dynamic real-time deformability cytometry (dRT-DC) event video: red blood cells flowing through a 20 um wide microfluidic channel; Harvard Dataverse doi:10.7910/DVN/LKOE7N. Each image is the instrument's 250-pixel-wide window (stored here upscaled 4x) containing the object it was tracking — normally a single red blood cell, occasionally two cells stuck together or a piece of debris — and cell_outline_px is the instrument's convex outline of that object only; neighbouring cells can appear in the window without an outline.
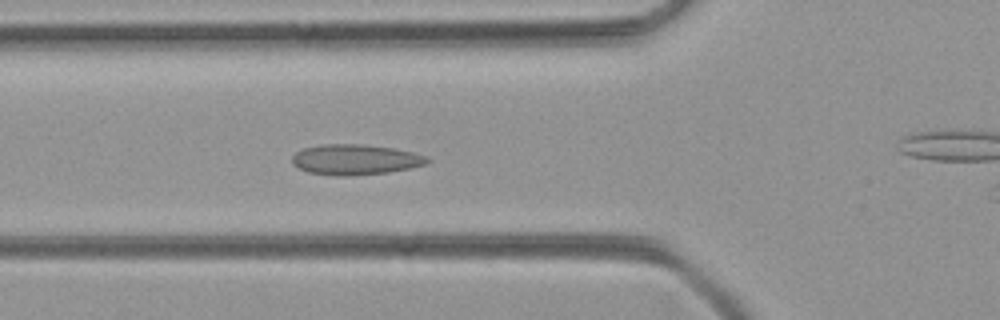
{"species": "common noctule bat (a hibernating species)", "species_latin": "Nyctalus noctula", "temperature_condition": "room temperature", "stored_images_in_passage": 43, "camera_frame_rate_fps": 3000, "um_per_image_px": 0.085, "animal": {"sex": "female", "body_mass_g": 21.9}, "frame": {"image": 1, "passage_image": 16, "time_ms": 5.0, "image_size_px": [1000, 320], "cell_outline_px": [[432, 160], [428, 164], [388, 172], [352, 176], [336, 176], [308, 172], [292, 164], [292, 156], [296, 152], [304, 148], [320, 144], [364, 144], [392, 148], [412, 152], [428, 156]], "centroid_in_image_um": [30.21, 13.56], "position_along_channel_um": 95.6, "area_um2": 24.1}}
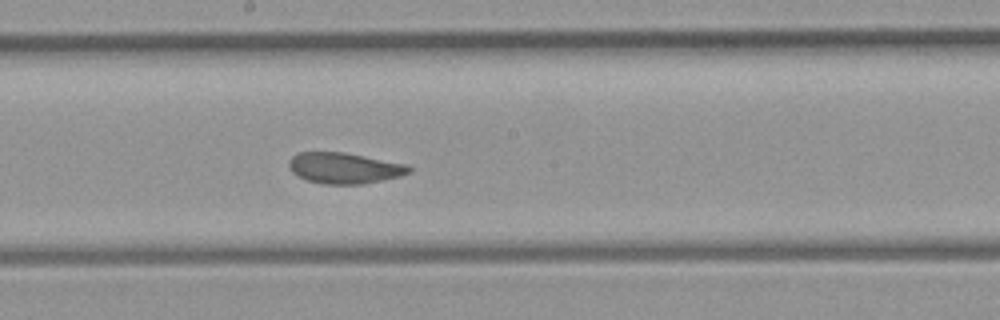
{"frame": {"image": 2, "passage_image": 25, "time_ms": 8.0, "image_size_px": [1000, 320], "cell_outline_px": [[412, 172], [400, 176], [364, 184], [324, 184], [308, 180], [296, 176], [288, 168], [288, 160], [296, 152], [344, 152], [408, 164], [412, 168]], "centroid_in_image_um": [29.26, 14.28], "position_along_channel_um": 218.9, "area_um2": 21.91}}
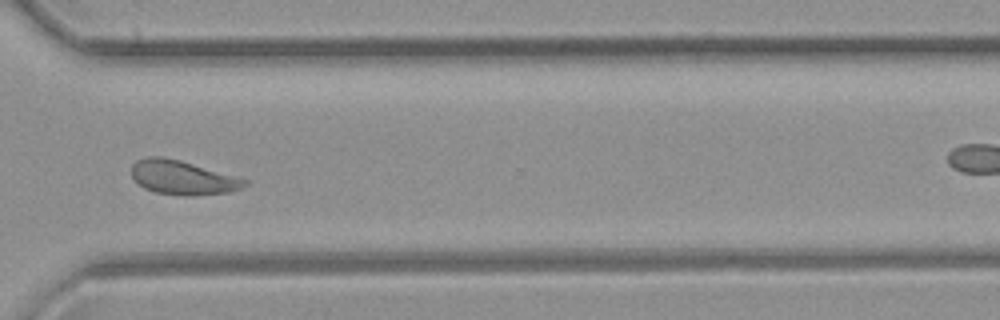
{"frame": {"image": 3, "passage_image": 35, "time_ms": 11.333, "image_size_px": [1000, 320], "cell_outline_px": [[248, 184], [240, 188], [228, 192], [192, 196], [184, 196], [156, 192], [144, 188], [132, 176], [132, 164], [136, 160], [148, 156], [160, 156], [180, 160], [236, 176], [248, 180]], "centroid_in_image_um": [15.52, 15.09], "position_along_channel_um": 355.1, "area_um2": 22.37}}